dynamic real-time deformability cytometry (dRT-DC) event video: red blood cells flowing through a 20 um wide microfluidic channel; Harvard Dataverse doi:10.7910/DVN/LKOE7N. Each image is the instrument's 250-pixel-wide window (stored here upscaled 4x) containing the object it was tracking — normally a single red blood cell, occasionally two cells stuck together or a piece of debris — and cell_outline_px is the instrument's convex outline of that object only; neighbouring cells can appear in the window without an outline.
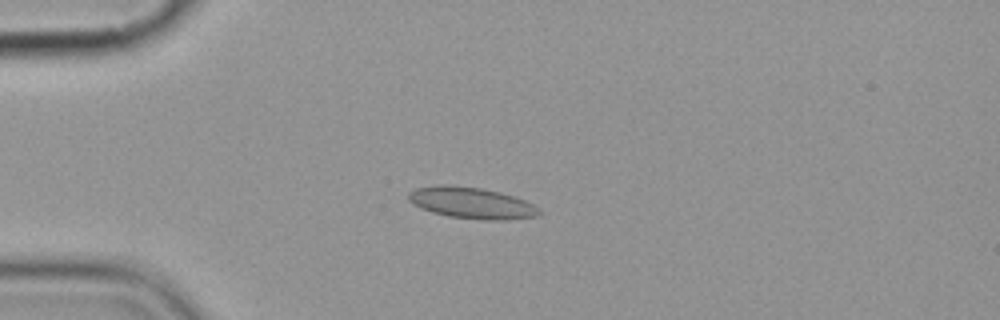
{"species": "common noctule bat (a hibernating species)", "species_latin": "Nyctalus noctula", "temperature_condition": "cold", "stored_images_in_passage": 8, "camera_frame_rate_fps": 3000, "um_per_image_px": 0.085, "animal": {"sex": "female", "body_mass_g": 19.9}, "frame": {"image": 1, "passage_image": 4, "time_ms": 3.667, "image_size_px": [1000, 320], "cell_outline_px": [[540, 212], [536, 216], [504, 220], [484, 220], [448, 216], [432, 212], [420, 208], [412, 204], [408, 200], [408, 192], [416, 188], [440, 184], [444, 184], [480, 188], [500, 192], [524, 200], [540, 208]], "centroid_in_image_um": [40.04, 17.25], "position_along_channel_um": 45.0, "area_um2": 23.81}}
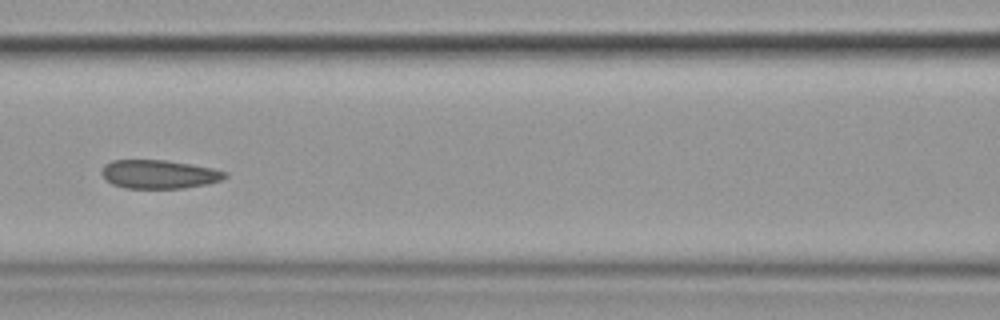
{"frame": {"image": 2, "passage_image": 7, "time_ms": 7.333, "image_size_px": [1000, 320], "cell_outline_px": [[228, 176], [220, 180], [208, 184], [184, 188], [124, 188], [112, 184], [100, 172], [104, 164], [112, 160], [168, 160], [192, 164], [212, 168], [228, 172]], "centroid_in_image_um": [13.53, 14.8], "position_along_channel_um": 153.1, "area_um2": 20.69}}
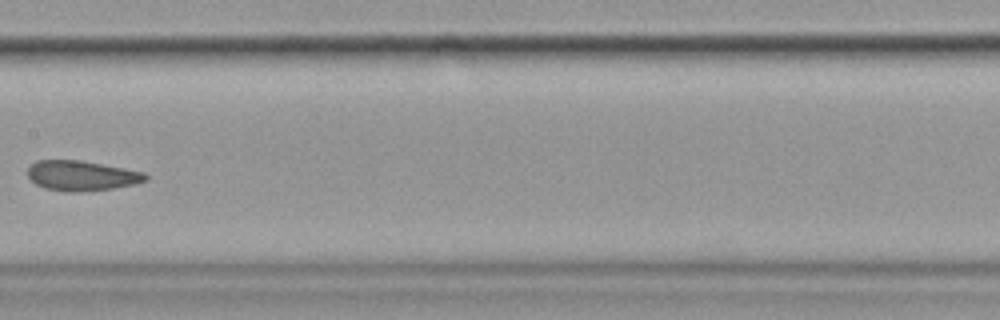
{"frame": {"image": 3, "passage_image": 8, "time_ms": 8.667, "image_size_px": [1000, 320], "cell_outline_px": [[148, 180], [136, 184], [112, 188], [80, 192], [68, 192], [44, 188], [36, 184], [28, 176], [28, 168], [36, 160], [80, 160], [124, 168], [144, 172], [148, 176]], "centroid_in_image_um": [6.95, 14.93], "position_along_channel_um": 200.4, "area_um2": 20.63}}